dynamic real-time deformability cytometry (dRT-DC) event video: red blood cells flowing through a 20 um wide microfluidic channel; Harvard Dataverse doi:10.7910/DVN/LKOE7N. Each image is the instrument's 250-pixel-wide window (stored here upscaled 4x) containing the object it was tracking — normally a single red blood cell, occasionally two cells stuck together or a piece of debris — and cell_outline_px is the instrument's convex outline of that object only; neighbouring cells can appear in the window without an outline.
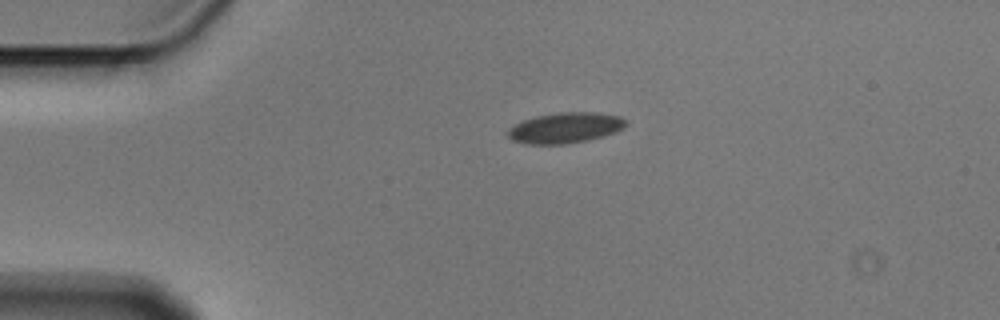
{"species": "Egyptian fruit bat (a non-hibernating species)", "species_latin": "Rousettus aegyptiacus", "temperature_condition": "cold", "stored_images_in_passage": 2, "camera_frame_rate_fps": 3000, "um_per_image_px": 0.085, "animal": {"sex": "male"}, "frame": {"image": 1, "passage_image": 1, "time_ms": 0.0, "image_size_px": [1000, 320], "cell_outline_px": [[628, 124], [624, 128], [616, 132], [604, 136], [588, 140], [564, 144], [524, 144], [512, 140], [508, 136], [508, 128], [524, 120], [536, 116], [556, 112], [596, 112], [620, 116]], "centroid_in_image_um": [48.06, 10.86], "position_along_channel_um": 36.9, "area_um2": 21.15}}